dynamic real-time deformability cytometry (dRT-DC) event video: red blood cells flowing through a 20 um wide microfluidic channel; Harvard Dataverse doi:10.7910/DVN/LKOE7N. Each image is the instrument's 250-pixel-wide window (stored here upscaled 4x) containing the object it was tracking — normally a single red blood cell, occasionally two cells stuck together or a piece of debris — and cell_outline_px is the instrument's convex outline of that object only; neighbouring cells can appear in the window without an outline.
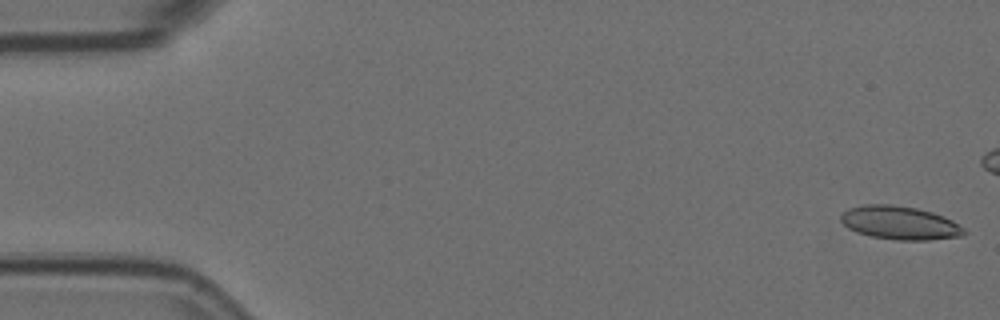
{"species": "Egyptian fruit bat (a non-hibernating species)", "species_latin": "Rousettus aegyptiacus", "temperature_condition": "room temperature", "stored_images_in_passage": 3, "camera_frame_rate_fps": 3000, "um_per_image_px": 0.085, "animal": {"sex": "female"}, "frame": {"image": 1, "passage_image": 1, "time_ms": 0.0, "image_size_px": [1000, 320], "cell_outline_px": [[968, 232], [964, 236], [928, 240], [896, 240], [872, 236], [856, 232], [848, 228], [840, 220], [840, 216], [848, 208], [864, 204], [892, 204], [916, 208], [932, 212], [944, 216], [952, 220], [964, 228]], "centroid_in_image_um": [76.5, 18.94], "position_along_channel_um": 8.5, "area_um2": 24.16}}